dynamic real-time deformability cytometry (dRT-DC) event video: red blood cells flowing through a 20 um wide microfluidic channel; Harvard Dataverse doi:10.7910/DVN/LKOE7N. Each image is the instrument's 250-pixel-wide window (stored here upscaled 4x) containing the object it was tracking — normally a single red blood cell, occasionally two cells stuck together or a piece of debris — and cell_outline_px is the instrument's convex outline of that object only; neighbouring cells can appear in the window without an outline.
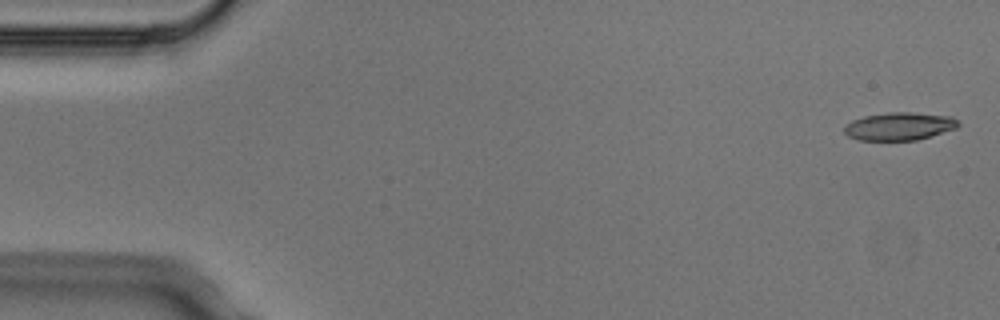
{"species": "Egyptian fruit bat (a non-hibernating species)", "species_latin": "Rousettus aegyptiacus", "temperature_condition": "cold", "stored_images_in_passage": 6, "camera_frame_rate_fps": 3000, "um_per_image_px": 0.085, "animal": {"sex": "male"}, "frame": {"image": 1, "passage_image": 1, "time_ms": 0.0, "image_size_px": [1000, 320], "cell_outline_px": [[960, 124], [956, 128], [916, 140], [860, 140], [848, 136], [844, 132], [844, 128], [852, 120], [864, 116], [888, 112], [912, 112], [952, 116], [960, 120]], "centroid_in_image_um": [76.47, 10.72], "position_along_channel_um": 8.5, "area_um2": 18.5}}
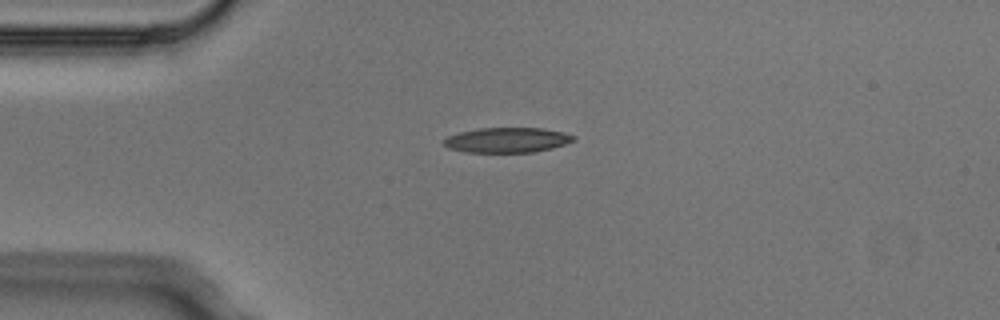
{"frame": {"image": 2, "passage_image": 4, "time_ms": 1.0, "image_size_px": [1000, 320], "cell_outline_px": [[576, 140], [552, 148], [532, 152], [464, 152], [448, 148], [440, 140], [448, 136], [460, 132], [480, 128], [544, 128], [564, 132], [576, 136]], "centroid_in_image_um": [43.1, 11.9], "position_along_channel_um": 41.9, "area_um2": 19.02}}
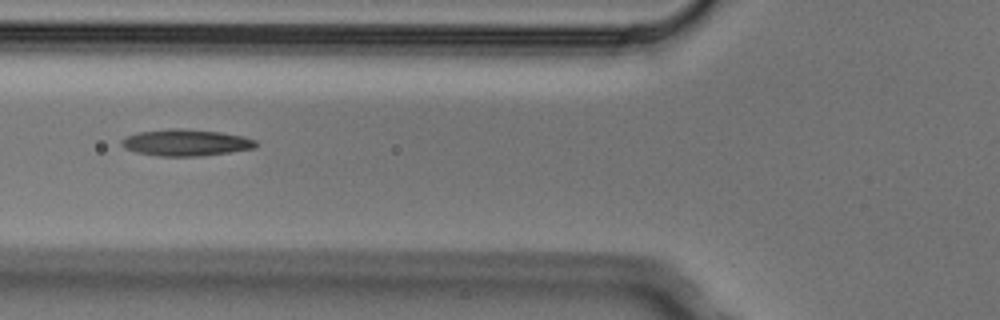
{"frame": {"image": 3, "passage_image": 6, "time_ms": 1.667, "image_size_px": [1000, 320], "cell_outline_px": [[256, 148], [200, 156], [160, 156], [136, 152], [124, 148], [120, 144], [120, 140], [128, 136], [140, 132], [172, 128], [180, 128], [220, 132], [244, 136], [256, 140]], "centroid_in_image_um": [15.8, 12.12], "position_along_channel_um": 110.0, "area_um2": 20.69}}